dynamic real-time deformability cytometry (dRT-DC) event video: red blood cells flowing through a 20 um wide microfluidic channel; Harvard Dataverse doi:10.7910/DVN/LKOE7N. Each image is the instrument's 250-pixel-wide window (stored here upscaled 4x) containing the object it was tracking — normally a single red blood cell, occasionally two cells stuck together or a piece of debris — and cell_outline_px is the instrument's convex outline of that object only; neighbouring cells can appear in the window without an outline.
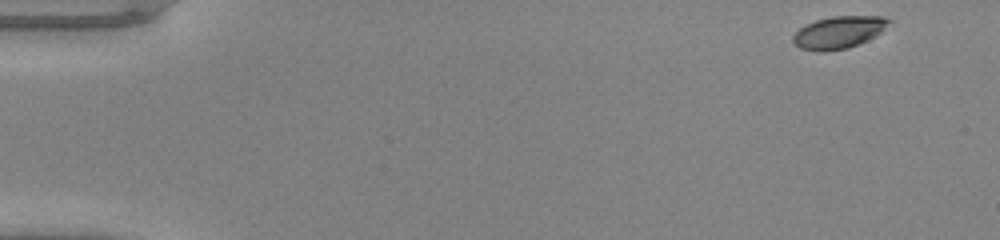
{"species": "common noctule bat (a hibernating species)", "species_latin": "Nyctalus noctula", "temperature_condition": "warm", "stored_images_in_passage": 47, "camera_frame_rate_fps": 3000, "um_per_image_px": 0.085, "animal": {"sex": "male", "body_mass_g": 20.0, "forearm_length_mm": 53.3}, "frame": {"image": 1, "passage_image": 1, "time_ms": 0.0, "image_size_px": [1000, 240], "cell_outline_px": [[892, 20], [876, 36], [868, 40], [848, 48], [824, 52], [820, 52], [800, 48], [792, 40], [792, 36], [804, 24], [816, 20], [832, 16], [884, 16]], "centroid_in_image_um": [71.29, 2.75], "position_along_channel_um": 13.7, "area_um2": 18.09}}
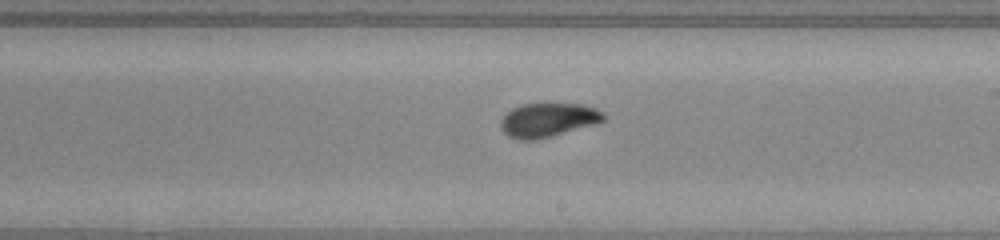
{"frame": {"image": 2, "passage_image": 27, "time_ms": 8.667, "image_size_px": [1000, 240], "cell_outline_px": [[604, 120], [596, 124], [552, 136], [536, 140], [520, 140], [508, 136], [500, 128], [500, 120], [512, 108], [524, 104], [580, 104], [596, 108], [604, 112]], "centroid_in_image_um": [46.58, 10.21], "position_along_channel_um": 242.4, "area_um2": 20.35}}
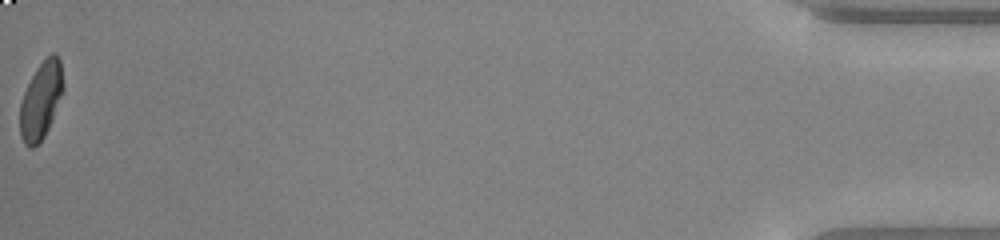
{"frame": {"image": 3, "passage_image": 47, "time_ms": 15.333, "image_size_px": [1000, 240], "cell_outline_px": [[64, 88], [48, 128], [44, 136], [32, 148], [28, 148], [24, 144], [20, 136], [20, 104], [24, 92], [36, 68], [52, 52], [56, 52], [60, 60], [64, 84]], "centroid_in_image_um": [3.48, 8.52], "position_along_channel_um": 431.7, "area_um2": 19.25}}